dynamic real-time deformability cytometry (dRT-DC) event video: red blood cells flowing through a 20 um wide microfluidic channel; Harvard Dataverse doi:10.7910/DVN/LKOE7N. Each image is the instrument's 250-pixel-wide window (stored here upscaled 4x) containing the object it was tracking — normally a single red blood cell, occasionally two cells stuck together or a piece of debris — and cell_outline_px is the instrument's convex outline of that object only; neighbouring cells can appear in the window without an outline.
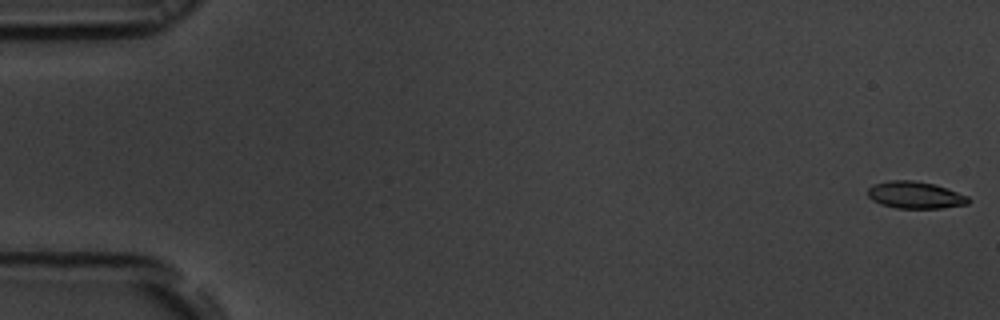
{"species": "common noctule bat (a hibernating species)", "species_latin": "Nyctalus noctula", "temperature_condition": "room temperature", "stored_images_in_passage": 53, "camera_frame_rate_fps": 3000, "um_per_image_px": 0.085, "animal": {"sex": "male", "body_mass_g": 19.5, "forearm_length_mm": 54.6}, "frame": {"image": 1, "passage_image": 1, "time_ms": 0.0, "image_size_px": [1000, 320], "cell_outline_px": [[972, 200], [968, 204], [940, 208], [896, 208], [880, 204], [872, 200], [868, 196], [868, 188], [872, 184], [888, 180], [912, 180], [936, 184], [968, 196]], "centroid_in_image_um": [77.79, 16.57], "position_along_channel_um": 7.2, "area_um2": 16.01}}
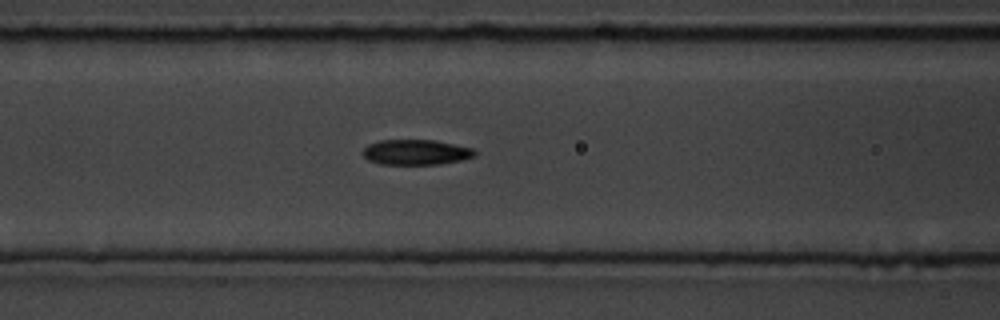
{"frame": {"image": 2, "passage_image": 23, "time_ms": 7.333, "image_size_px": [1000, 320], "cell_outline_px": [[476, 156], [460, 160], [440, 164], [380, 164], [368, 160], [360, 152], [368, 144], [380, 140], [436, 140], [472, 148], [476, 152]], "centroid_in_image_um": [35.33, 12.93], "position_along_channel_um": 131.3, "area_um2": 16.53}}
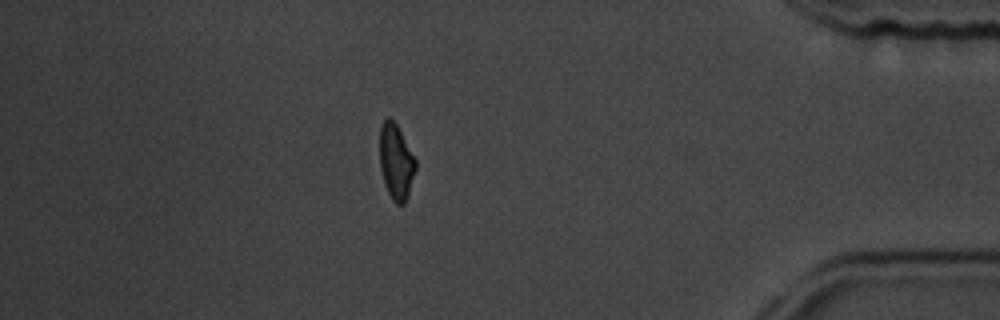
{"frame": {"image": 3, "passage_image": 48, "time_ms": 15.667, "image_size_px": [1000, 320], "cell_outline_px": [[416, 168], [408, 196], [404, 204], [396, 204], [392, 200], [384, 184], [380, 168], [380, 124], [388, 116], [396, 124], [416, 160]], "centroid_in_image_um": [33.65, 13.77], "position_along_channel_um": 401.5, "area_um2": 15.72}, "authors_computed_cell_mechanics": {"area_um2": 16.4152, "velocity_mm_per_s": 3.7311, "shape_relaxation_time_tau1_ms": 3.7067, "shape_relaxation_time_tau2_ms": 2.0221, "deformation_change_tau1": 0.1317, "deformation_change_tau2": 0.0673}}